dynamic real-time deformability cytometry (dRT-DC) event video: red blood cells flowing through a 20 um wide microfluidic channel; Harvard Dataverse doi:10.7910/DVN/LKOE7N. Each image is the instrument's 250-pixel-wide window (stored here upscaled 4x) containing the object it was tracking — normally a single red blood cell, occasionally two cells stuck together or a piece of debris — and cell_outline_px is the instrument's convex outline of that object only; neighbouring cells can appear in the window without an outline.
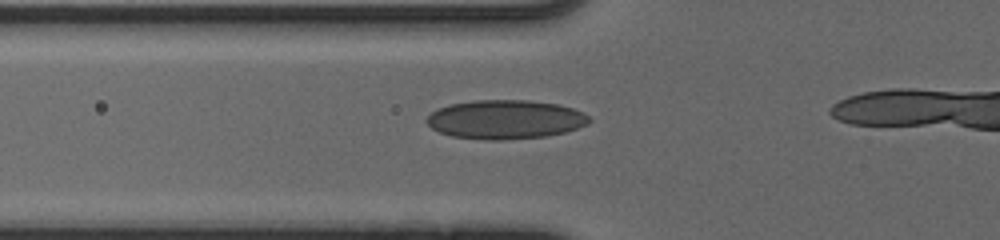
{"species": "human", "species_latin": "Homo sapiens", "temperature_condition": "cold", "stored_images_in_passage": 25, "camera_frame_rate_fps": 3000, "um_per_image_px": 0.085, "donor": {"sex": "male"}, "frame": {"image": 1, "passage_image": 14, "time_ms": 4.333, "image_size_px": [1000, 240], "cell_outline_px": [[592, 120], [588, 124], [564, 132], [544, 136], [504, 140], [484, 140], [452, 136], [440, 132], [432, 128], [424, 120], [432, 112], [448, 104], [472, 100], [528, 100], [560, 104], [572, 108], [588, 116]], "centroid_in_image_um": [42.93, 10.15], "position_along_channel_um": 82.9, "area_um2": 36.93}}
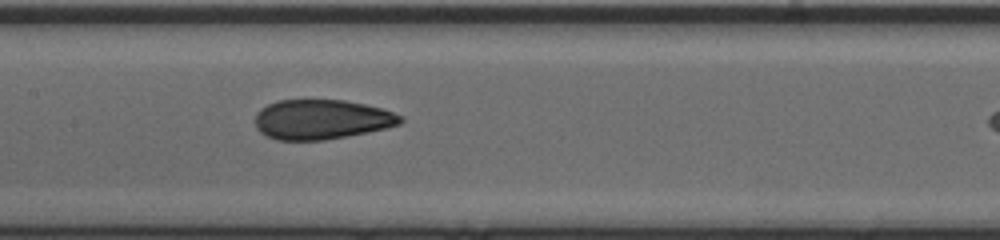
{"frame": {"image": 2, "passage_image": 21, "time_ms": 6.667, "image_size_px": [1000, 240], "cell_outline_px": [[404, 120], [400, 124], [388, 128], [324, 140], [276, 140], [260, 132], [256, 128], [256, 112], [260, 108], [276, 100], [344, 100], [384, 108], [404, 116]], "centroid_in_image_um": [27.36, 10.15], "position_along_channel_um": 180.0, "area_um2": 33.87}}
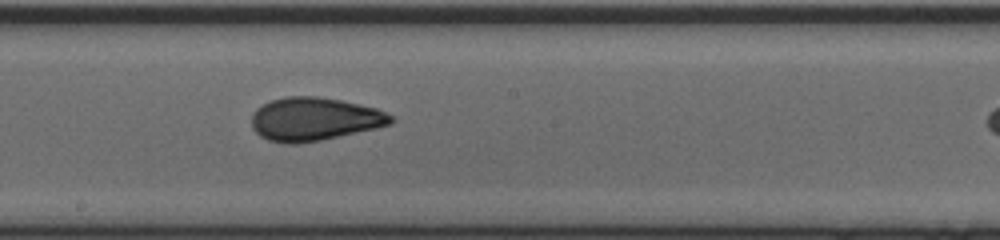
{"frame": {"image": 3, "passage_image": 24, "time_ms": 7.667, "image_size_px": [1000, 240], "cell_outline_px": [[396, 120], [392, 124], [376, 128], [320, 140], [296, 144], [284, 144], [268, 140], [260, 136], [252, 128], [252, 112], [256, 108], [272, 100], [284, 96], [316, 96], [340, 100], [376, 108], [392, 116]], "centroid_in_image_um": [26.7, 10.12], "position_along_channel_um": 221.5, "area_um2": 35.14}}